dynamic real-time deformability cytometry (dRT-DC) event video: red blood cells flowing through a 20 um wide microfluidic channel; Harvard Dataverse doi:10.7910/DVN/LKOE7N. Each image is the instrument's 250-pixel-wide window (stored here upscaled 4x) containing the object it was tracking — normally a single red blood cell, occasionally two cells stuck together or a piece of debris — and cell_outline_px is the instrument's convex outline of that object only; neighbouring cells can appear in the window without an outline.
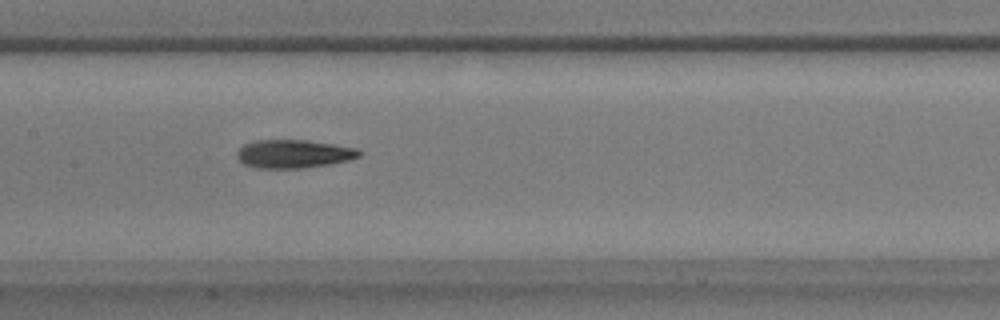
{"species": "common noctule bat (a hibernating species)", "species_latin": "Nyctalus noctula", "temperature_condition": "warm", "stored_images_in_passage": 50, "camera_frame_rate_fps": 3000, "um_per_image_px": 0.085, "animal": {"sex": "male", "body_mass_g": 17.9}, "frame": {"image": 1, "passage_image": 26, "time_ms": 8.333, "image_size_px": [1000, 320], "cell_outline_px": [[360, 156], [348, 160], [332, 164], [300, 168], [256, 168], [244, 164], [236, 156], [236, 152], [244, 144], [256, 140], [308, 140], [360, 148]], "centroid_in_image_um": [24.97, 13.07], "position_along_channel_um": 182.4, "area_um2": 20.29}}
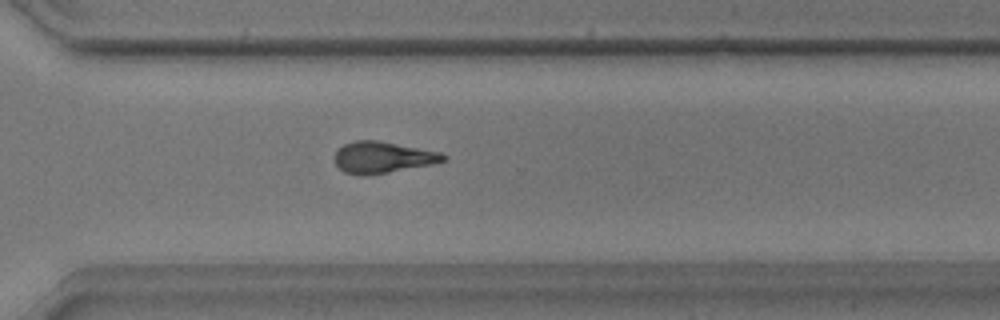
{"frame": {"image": 2, "passage_image": 38, "time_ms": 12.333, "image_size_px": [1000, 320], "cell_outline_px": [[448, 156], [444, 160], [432, 164], [364, 176], [360, 176], [344, 172], [332, 160], [336, 152], [344, 144], [356, 140], [376, 140], [440, 152]], "centroid_in_image_um": [32.48, 13.38], "position_along_channel_um": 338.1, "area_um2": 19.71}}
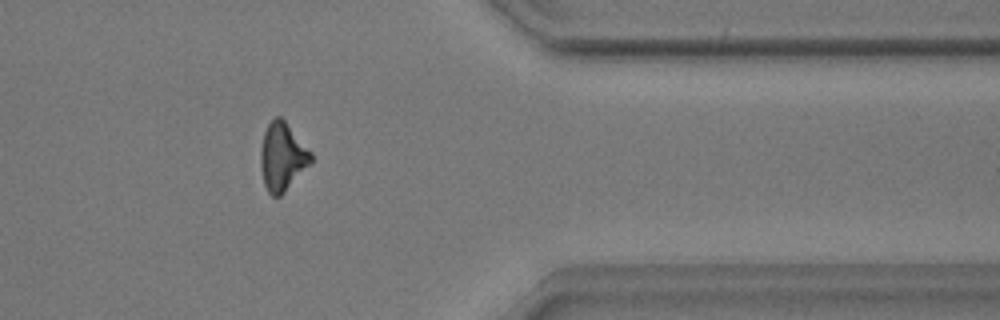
{"frame": {"image": 3, "passage_image": 43, "time_ms": 14.0, "image_size_px": [1000, 320], "cell_outline_px": [[312, 160], [284, 192], [280, 196], [272, 196], [268, 192], [264, 184], [260, 168], [260, 148], [264, 132], [268, 124], [276, 116], [280, 116], [284, 120], [312, 152]], "centroid_in_image_um": [23.97, 13.31], "position_along_channel_um": 387.4, "area_um2": 19.71}, "authors_computed_cell_mechanics": {"area_um2": 19.6809, "velocity_mm_per_s": 3.8997, "shape_relaxation_time_tau1_ms": 6.6487, "shape_relaxation_time_tau2_ms": 5.1861, "deformation_change_tau1": 0.2022, "deformation_change_tau2": 0.1777}}